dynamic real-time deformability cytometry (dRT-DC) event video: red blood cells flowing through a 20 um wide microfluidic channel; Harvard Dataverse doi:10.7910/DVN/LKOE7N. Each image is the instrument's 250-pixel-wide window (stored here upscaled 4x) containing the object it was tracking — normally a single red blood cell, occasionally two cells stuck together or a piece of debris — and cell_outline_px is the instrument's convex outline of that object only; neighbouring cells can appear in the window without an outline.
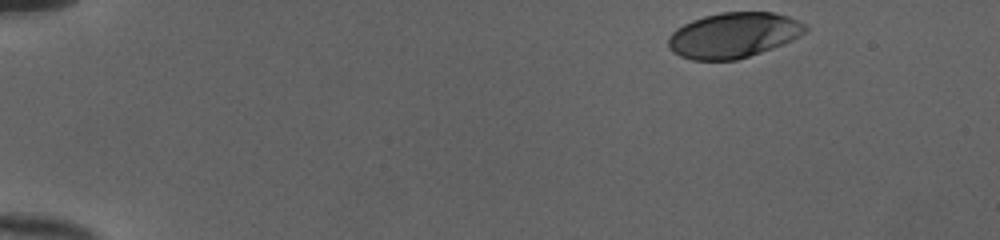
{"species": "human", "species_latin": "Homo sapiens", "temperature_condition": "cold", "stored_images_in_passage": 40, "camera_frame_rate_fps": 3000, "um_per_image_px": 0.085, "donor": {"sex": "female"}, "frame": {"image": 1, "passage_image": 1, "time_ms": 0.0, "image_size_px": [1000, 240], "cell_outline_px": [[808, 28], [800, 36], [792, 40], [772, 48], [736, 60], [692, 60], [680, 56], [672, 52], [668, 48], [668, 36], [676, 28], [692, 20], [704, 16], [720, 12], [772, 12], [788, 16], [808, 24]], "centroid_in_image_um": [62.33, 2.98], "position_along_channel_um": 22.7, "area_um2": 36.3}}
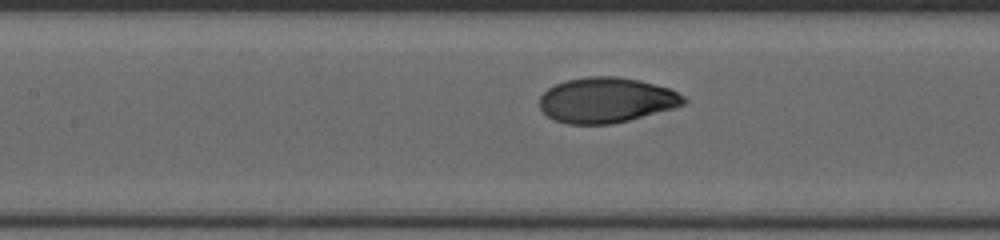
{"frame": {"image": 2, "passage_image": 20, "time_ms": 6.333, "image_size_px": [1000, 240], "cell_outline_px": [[688, 104], [628, 120], [612, 124], [568, 124], [552, 120], [540, 108], [540, 96], [548, 88], [564, 80], [588, 76], [616, 76], [640, 80], [672, 88], [684, 96], [688, 100]], "centroid_in_image_um": [51.57, 8.5], "position_along_channel_um": 155.8, "area_um2": 38.38}}
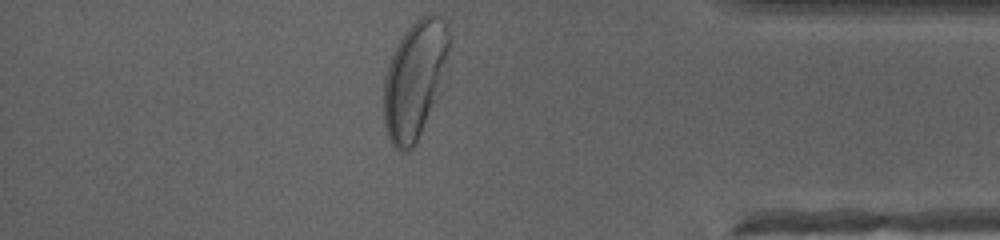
{"frame": {"image": 3, "passage_image": 40, "time_ms": 13.0, "image_size_px": [1000, 240], "cell_outline_px": [[448, 84], [416, 144], [408, 152], [400, 152], [392, 144], [384, 128], [384, 76], [388, 64], [396, 44], [404, 32], [420, 16], [428, 12], [432, 12], [440, 16], [448, 32]], "centroid_in_image_um": [35.31, 6.82], "position_along_channel_um": 399.9, "area_um2": 46.64}, "authors_computed_cell_mechanics": {"area_um2": 38.0324, "velocity_mm_per_s": 3.9912, "shape_relaxation_time_tau1_ms": 3.3746, "shape_relaxation_time_tau2_ms": null, "deformation_change_tau1": 0.1712, "deformation_change_tau2": null}}